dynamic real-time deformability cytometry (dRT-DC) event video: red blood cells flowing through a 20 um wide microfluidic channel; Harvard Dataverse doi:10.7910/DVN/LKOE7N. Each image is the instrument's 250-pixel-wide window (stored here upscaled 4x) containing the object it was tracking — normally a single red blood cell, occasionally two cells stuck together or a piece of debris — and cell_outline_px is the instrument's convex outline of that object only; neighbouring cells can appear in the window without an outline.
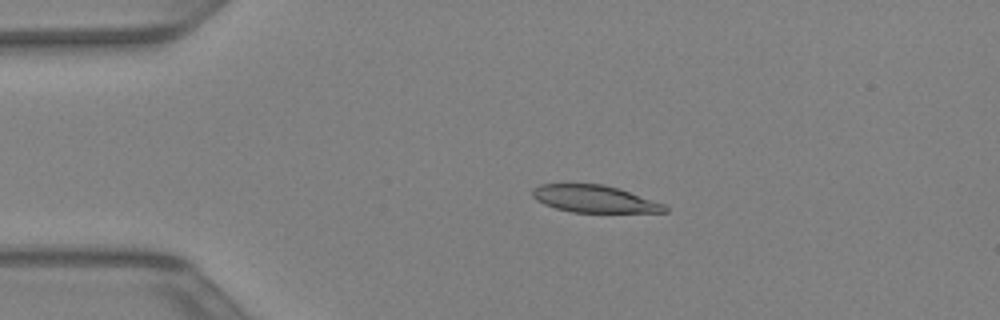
{"species": "Egyptian fruit bat (a non-hibernating species)", "species_latin": "Rousettus aegyptiacus", "temperature_condition": "warm", "stored_images_in_passage": 41, "camera_frame_rate_fps": 3000, "um_per_image_px": 0.085, "animal": {"sex": "female"}, "frame": {"image": 1, "passage_image": 7, "time_ms": 2.0, "image_size_px": [1000, 320], "cell_outline_px": [[668, 212], [572, 212], [556, 208], [544, 204], [536, 200], [532, 196], [532, 188], [540, 184], [604, 184], [620, 188], [664, 204], [668, 208]], "centroid_in_image_um": [50.51, 16.9], "position_along_channel_um": 34.5, "area_um2": 20.98}}
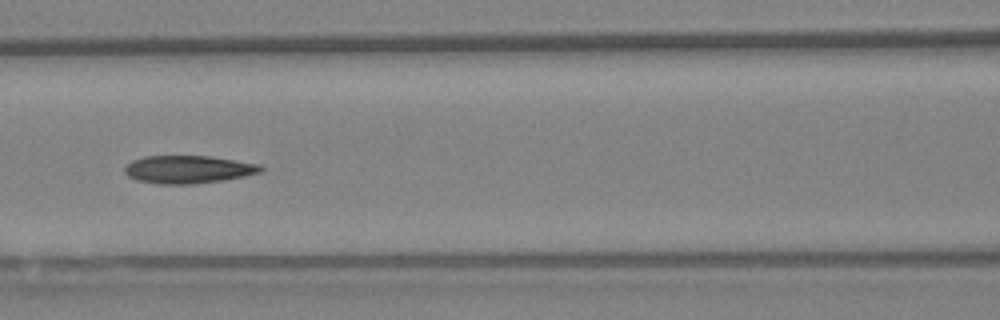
{"frame": {"image": 2, "passage_image": 17, "time_ms": 5.333, "image_size_px": [1000, 320], "cell_outline_px": [[264, 168], [260, 172], [244, 176], [224, 180], [192, 184], [160, 184], [136, 180], [128, 176], [124, 172], [124, 168], [132, 160], [144, 156], [208, 156], [260, 164]], "centroid_in_image_um": [15.98, 14.4], "position_along_channel_um": 150.6, "area_um2": 22.02}}
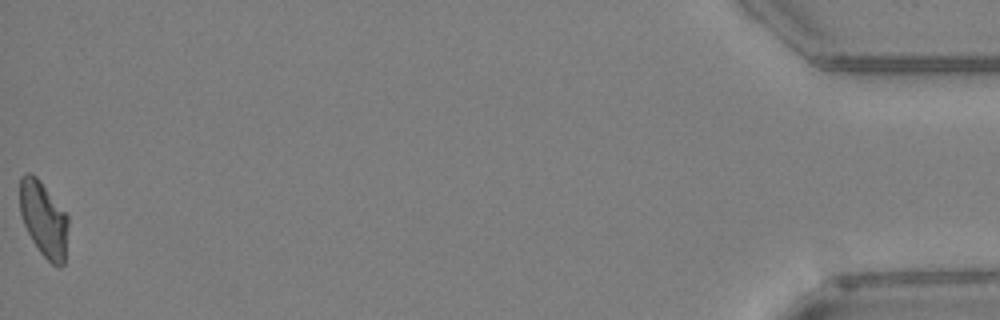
{"frame": {"image": 3, "passage_image": 41, "time_ms": 13.333, "image_size_px": [1000, 320], "cell_outline_px": [[68, 224], [64, 264], [60, 268], [52, 264], [40, 252], [32, 240], [24, 224], [20, 212], [20, 176], [24, 172], [28, 172], [36, 176], [40, 180], [68, 216]], "centroid_in_image_um": [3.71, 18.62], "position_along_channel_um": 431.5, "area_um2": 21.15}}